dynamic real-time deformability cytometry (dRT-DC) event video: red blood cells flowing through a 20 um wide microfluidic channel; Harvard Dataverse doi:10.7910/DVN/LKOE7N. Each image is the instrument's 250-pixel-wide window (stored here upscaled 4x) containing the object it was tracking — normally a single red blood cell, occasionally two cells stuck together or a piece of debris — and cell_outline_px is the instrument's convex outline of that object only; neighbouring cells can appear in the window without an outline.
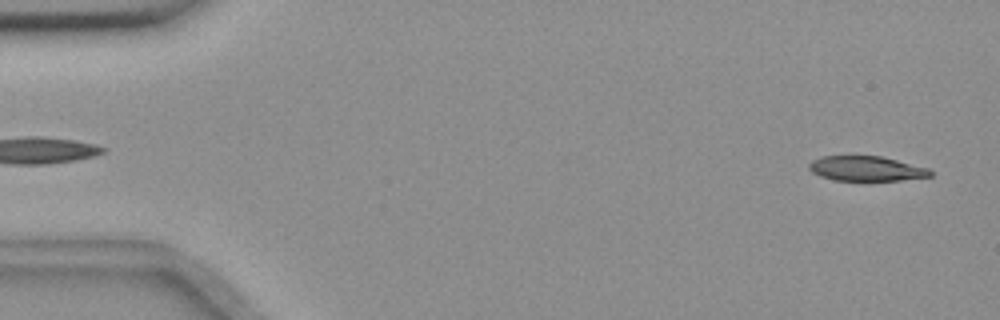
{"species": "common noctule bat (a hibernating species)", "species_latin": "Nyctalus noctula", "temperature_condition": "room temperature", "stored_images_in_passage": 11, "camera_frame_rate_fps": 3000, "um_per_image_px": 0.085, "animal": {"sex": "female", "body_mass_g": 18.4}, "frame": {"image": 1, "passage_image": 2, "time_ms": 0.333, "image_size_px": [1000, 320], "cell_outline_px": [[932, 176], [900, 180], [832, 180], [820, 176], [812, 172], [808, 168], [808, 164], [812, 160], [824, 156], [880, 156], [928, 168], [932, 172]], "centroid_in_image_um": [73.6, 14.33], "position_along_channel_um": 11.4, "area_um2": 17.4}}